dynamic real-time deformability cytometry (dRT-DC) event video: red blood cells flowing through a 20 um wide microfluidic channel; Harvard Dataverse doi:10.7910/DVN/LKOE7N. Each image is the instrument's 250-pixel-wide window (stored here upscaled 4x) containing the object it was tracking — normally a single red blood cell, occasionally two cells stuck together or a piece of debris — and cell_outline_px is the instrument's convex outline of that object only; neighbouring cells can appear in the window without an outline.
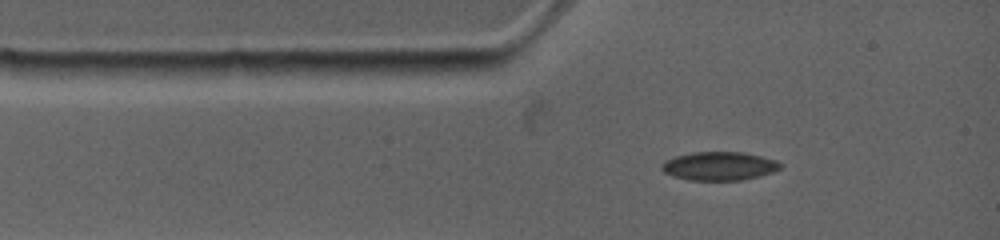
{"species": "common noctule bat (a hibernating species)", "species_latin": "Nyctalus noctula", "temperature_condition": "warm", "stored_images_in_passage": 4, "camera_frame_rate_fps": 4500, "um_per_image_px": 0.085, "animal": {"sex": "female", "body_mass_g": 19.0, "forearm_length_mm": 53.3}, "frame": {"image": 1, "passage_image": 1, "time_ms": 0.0, "image_size_px": [1000, 240], "cell_outline_px": [[784, 168], [760, 176], [740, 180], [688, 180], [672, 176], [664, 172], [660, 168], [660, 164], [676, 156], [696, 152], [740, 152], [760, 156], [776, 160], [784, 164]], "centroid_in_image_um": [61.17, 14.12], "position_along_channel_um": 23.8, "area_um2": 19.77}}
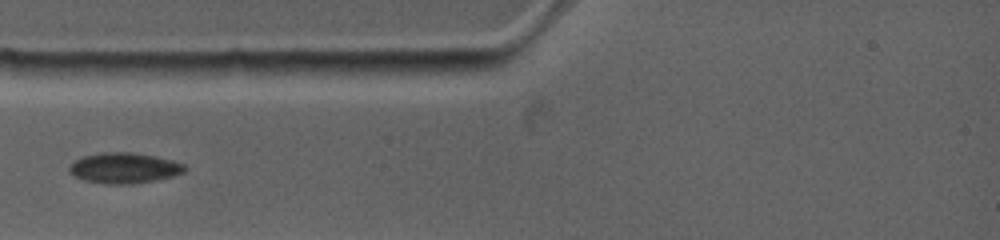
{"frame": {"image": 2, "passage_image": 3, "time_ms": 1.556, "image_size_px": [1000, 240], "cell_outline_px": [[188, 168], [184, 172], [172, 176], [156, 180], [132, 184], [100, 184], [80, 180], [72, 176], [68, 172], [68, 168], [76, 160], [84, 156], [120, 152], [124, 152], [152, 156], [184, 164]], "centroid_in_image_um": [10.51, 14.33], "position_along_channel_um": 74.5, "area_um2": 20.29}}